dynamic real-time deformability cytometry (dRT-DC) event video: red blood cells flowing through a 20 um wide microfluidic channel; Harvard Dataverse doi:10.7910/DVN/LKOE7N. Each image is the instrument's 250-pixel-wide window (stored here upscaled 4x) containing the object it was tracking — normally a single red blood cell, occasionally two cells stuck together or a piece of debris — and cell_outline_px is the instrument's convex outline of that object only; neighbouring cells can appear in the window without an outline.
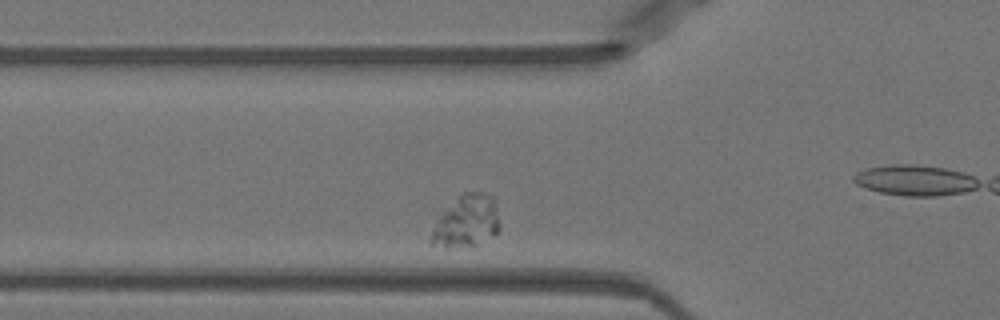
{"species": "Egyptian fruit bat (a non-hibernating species)", "species_latin": "Rousettus aegyptiacus", "temperature_condition": "warm", "stored_images_in_passage": 29, "camera_frame_rate_fps": 3000, "um_per_image_px": 0.085, "animal": {"sex": "female"}, "frame": {"image": 1, "passage_image": 2, "time_ms": 0.333, "image_size_px": [1000, 320], "cell_outline_px": [[500, 228], [492, 236], [476, 244], [448, 248], [428, 244], [428, 240], [440, 212], [464, 192], [484, 192], [496, 196], [500, 224]], "centroid_in_image_um": [39.65, 18.79], "position_along_channel_um": 86.1, "area_um2": 21.21}}
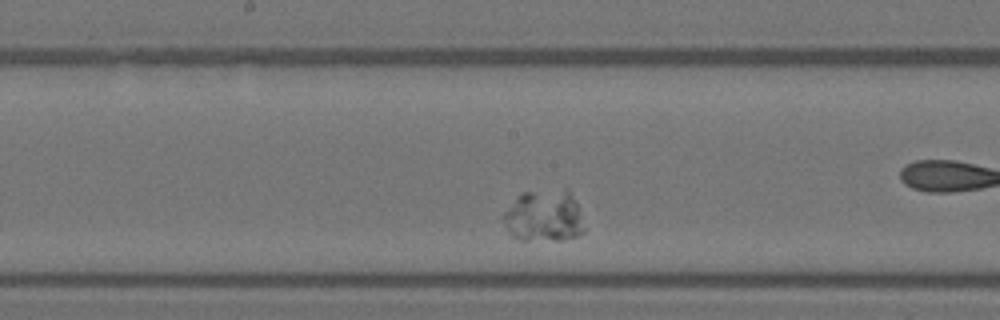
{"frame": {"image": 2, "passage_image": 12, "time_ms": 3.667, "image_size_px": [1000, 320], "cell_outline_px": [[584, 232], [576, 236], [564, 240], [520, 240], [508, 232], [500, 216], [516, 196], [520, 192], [564, 188], [568, 188], [576, 200], [584, 228]], "centroid_in_image_um": [46.21, 18.33], "position_along_channel_um": 202.0, "area_um2": 25.03}}
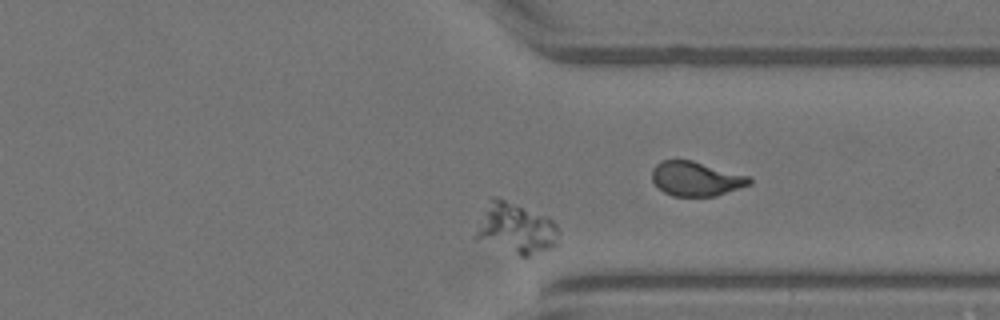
{"frame": {"image": 3, "passage_image": 26, "time_ms": 8.333, "image_size_px": [1000, 320], "cell_outline_px": [[560, 232], [556, 244], [548, 248], [528, 256], [520, 256], [472, 240], [472, 236], [492, 196], [504, 200], [548, 216], [556, 224]], "centroid_in_image_um": [43.81, 19.45], "position_along_channel_um": 367.6, "area_um2": 24.51}}